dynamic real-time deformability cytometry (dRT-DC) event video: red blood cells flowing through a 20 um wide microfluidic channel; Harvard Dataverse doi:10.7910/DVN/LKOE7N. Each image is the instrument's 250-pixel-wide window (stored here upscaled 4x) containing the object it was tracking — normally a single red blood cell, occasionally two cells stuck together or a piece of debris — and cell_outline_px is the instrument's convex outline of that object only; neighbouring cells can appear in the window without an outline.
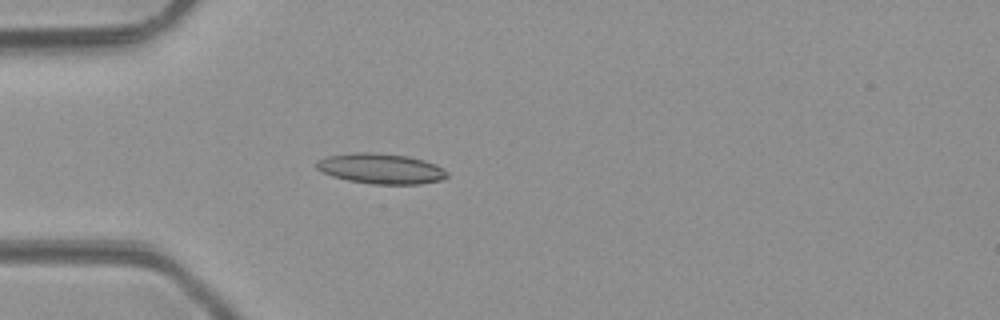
{"species": "common noctule bat (a hibernating species)", "species_latin": "Nyctalus noctula", "temperature_condition": "room temperature", "stored_images_in_passage": 5, "camera_frame_rate_fps": 3000, "um_per_image_px": 0.085, "animal": {"sex": "male", "body_mass_g": 23.1, "forearm_length_mm": 52.7}, "frame": {"image": 1, "passage_image": 5, "time_ms": 4.667, "image_size_px": [1000, 320], "cell_outline_px": [[448, 176], [440, 180], [420, 184], [372, 184], [348, 180], [332, 176], [316, 168], [316, 164], [320, 160], [328, 156], [352, 152], [368, 152], [408, 156], [424, 160], [436, 164], [448, 172]], "centroid_in_image_um": [32.4, 14.33], "position_along_channel_um": 52.6, "area_um2": 22.95}}